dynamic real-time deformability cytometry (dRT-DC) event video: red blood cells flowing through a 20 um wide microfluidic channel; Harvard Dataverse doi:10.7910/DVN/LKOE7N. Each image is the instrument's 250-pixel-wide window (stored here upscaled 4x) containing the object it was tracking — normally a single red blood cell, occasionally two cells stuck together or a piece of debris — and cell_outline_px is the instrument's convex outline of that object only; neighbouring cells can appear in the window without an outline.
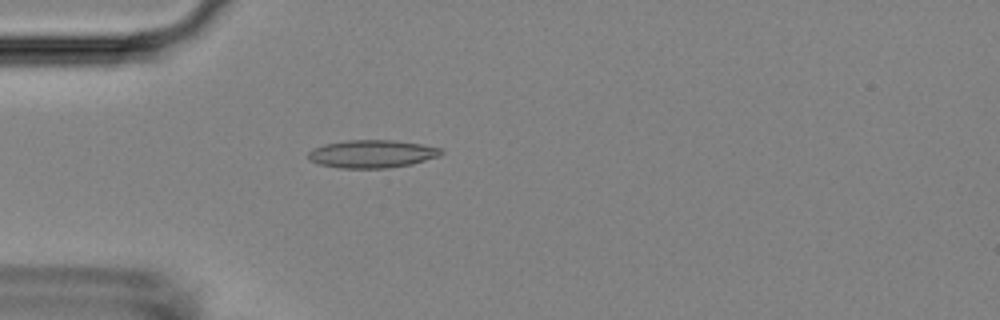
{"species": "Egyptian fruit bat (a non-hibernating species)", "species_latin": "Rousettus aegyptiacus", "temperature_condition": "room temperature", "stored_images_in_passage": 39, "camera_frame_rate_fps": 3000, "um_per_image_px": 0.085, "animal": {"sex": "female"}, "frame": {"image": 1, "passage_image": 1, "time_ms": 0.0, "image_size_px": [1000, 320], "cell_outline_px": [[444, 152], [440, 156], [412, 164], [388, 168], [340, 168], [320, 164], [308, 160], [308, 152], [312, 148], [324, 144], [348, 140], [392, 140], [420, 144], [440, 148]], "centroid_in_image_um": [31.6, 13.08], "position_along_channel_um": 53.4, "area_um2": 21.62}}
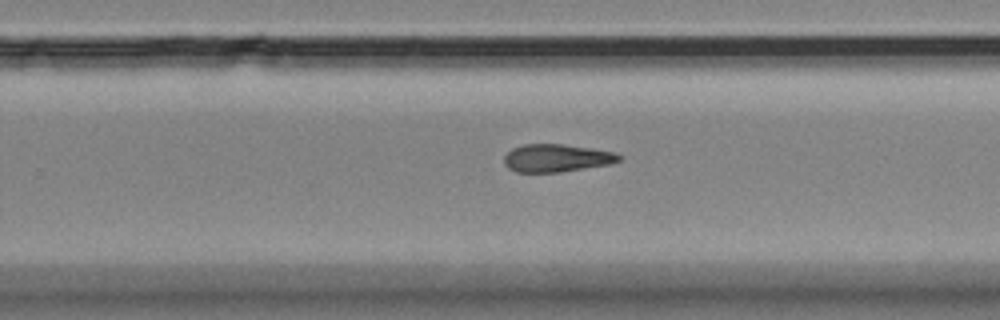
{"frame": {"image": 2, "passage_image": 20, "time_ms": 6.333, "image_size_px": [1000, 320], "cell_outline_px": [[624, 156], [620, 160], [612, 164], [560, 172], [516, 172], [508, 168], [504, 164], [504, 156], [512, 148], [524, 144], [564, 144], [592, 148], [616, 152]], "centroid_in_image_um": [47.34, 13.43], "position_along_channel_um": 282.5, "area_um2": 18.84}}
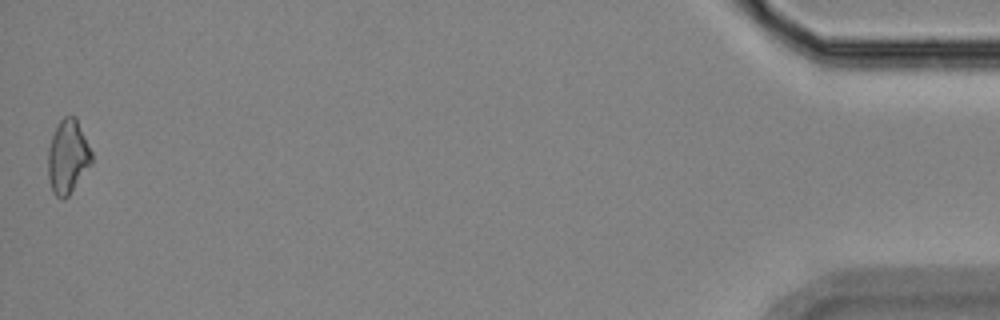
{"frame": {"image": 3, "passage_image": 39, "time_ms": 12.667, "image_size_px": [1000, 320], "cell_outline_px": [[92, 164], [68, 196], [64, 200], [60, 200], [52, 192], [48, 176], [48, 148], [52, 136], [60, 120], [64, 116], [76, 116], [92, 152]], "centroid_in_image_um": [5.76, 13.34], "position_along_channel_um": 429.4, "area_um2": 18.9}}